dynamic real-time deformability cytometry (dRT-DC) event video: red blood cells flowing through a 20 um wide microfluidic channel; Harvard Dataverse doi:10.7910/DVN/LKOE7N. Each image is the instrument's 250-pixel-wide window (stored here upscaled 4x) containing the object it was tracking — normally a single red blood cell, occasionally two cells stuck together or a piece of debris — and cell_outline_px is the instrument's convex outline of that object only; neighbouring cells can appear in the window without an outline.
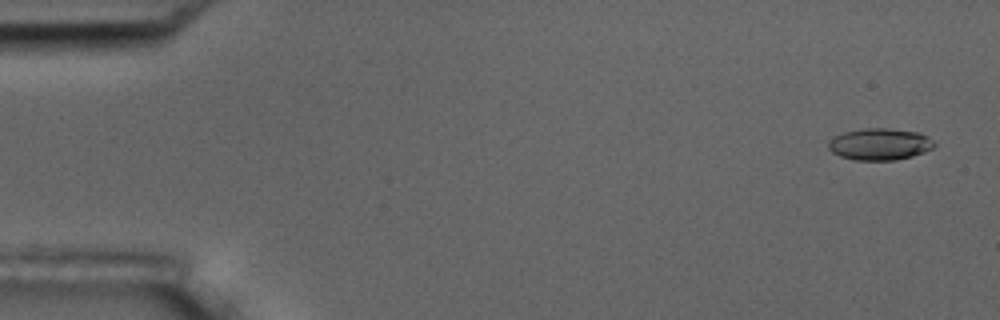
{"species": "common noctule bat (a hibernating species)", "species_latin": "Nyctalus noctula", "temperature_condition": "room temperature", "stored_images_in_passage": 5, "camera_frame_rate_fps": 3000, "um_per_image_px": 0.085, "animal": {"sex": "male", "body_mass_g": 17.5, "forearm_length_mm": 52.3}, "frame": {"image": 1, "passage_image": 1, "time_ms": 0.0, "image_size_px": [1000, 320], "cell_outline_px": [[936, 144], [932, 148], [924, 152], [912, 156], [896, 160], [856, 160], [840, 156], [832, 152], [828, 148], [828, 144], [836, 136], [844, 132], [864, 128], [888, 128], [920, 132], [928, 136]], "centroid_in_image_um": [74.81, 12.25], "position_along_channel_um": 10.2, "area_um2": 19.54}}
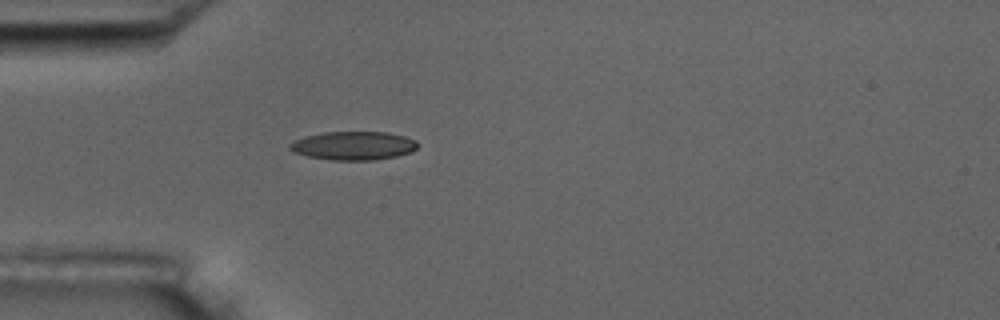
{"frame": {"image": 2, "passage_image": 5, "time_ms": 4.667, "image_size_px": [1000, 320], "cell_outline_px": [[416, 148], [412, 152], [396, 156], [372, 160], [332, 160], [308, 156], [292, 152], [288, 148], [288, 144], [292, 140], [304, 136], [324, 132], [388, 132], [404, 136], [416, 140]], "centroid_in_image_um": [29.99, 12.38], "position_along_channel_um": 55.0, "area_um2": 21.39}}